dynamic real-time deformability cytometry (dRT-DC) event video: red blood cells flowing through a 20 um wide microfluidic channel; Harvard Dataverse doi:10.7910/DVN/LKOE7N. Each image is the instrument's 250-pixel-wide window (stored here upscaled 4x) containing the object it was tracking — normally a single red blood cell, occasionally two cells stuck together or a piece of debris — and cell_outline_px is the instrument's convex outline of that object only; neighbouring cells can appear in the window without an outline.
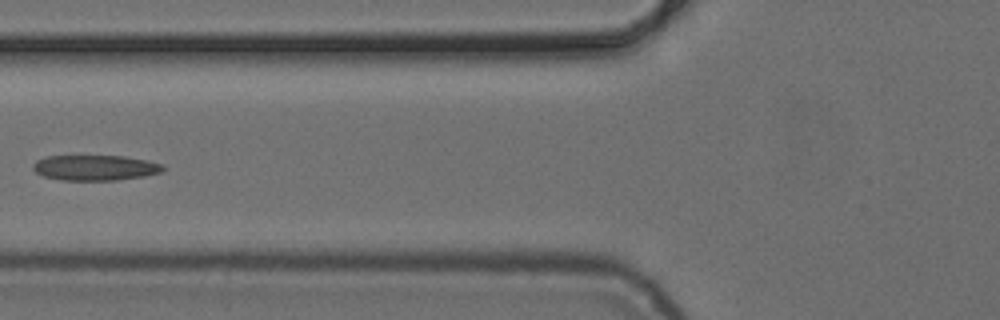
{"species": "common noctule bat (a hibernating species)", "species_latin": "Nyctalus noctula", "temperature_condition": "cold", "stored_images_in_passage": 6, "camera_frame_rate_fps": 3000, "um_per_image_px": 0.085, "animal": {"sex": "female", "body_mass_g": 24.6, "forearm_length_mm": 56.2}, "frame": {"image": 1, "passage_image": 5, "time_ms": 5.667, "image_size_px": [1000, 320], "cell_outline_px": [[164, 172], [144, 176], [116, 180], [60, 180], [44, 176], [36, 172], [32, 168], [32, 164], [36, 160], [48, 156], [124, 156], [148, 160], [164, 164]], "centroid_in_image_um": [8.12, 14.25], "position_along_channel_um": 117.7, "area_um2": 19.36}}
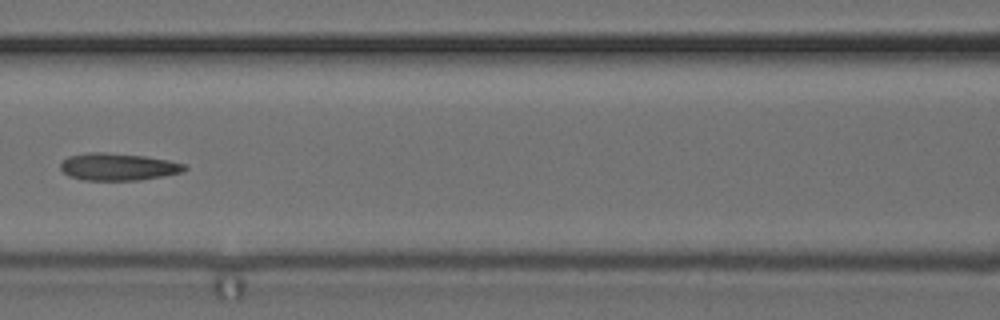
{"frame": {"image": 2, "passage_image": 6, "time_ms": 6.667, "image_size_px": [1000, 320], "cell_outline_px": [[188, 168], [180, 172], [140, 180], [84, 180], [68, 176], [60, 168], [60, 164], [68, 156], [88, 152], [104, 152], [144, 156], [168, 160], [184, 164]], "centroid_in_image_um": [9.99, 14.17], "position_along_channel_um": 156.6, "area_um2": 19.54}}